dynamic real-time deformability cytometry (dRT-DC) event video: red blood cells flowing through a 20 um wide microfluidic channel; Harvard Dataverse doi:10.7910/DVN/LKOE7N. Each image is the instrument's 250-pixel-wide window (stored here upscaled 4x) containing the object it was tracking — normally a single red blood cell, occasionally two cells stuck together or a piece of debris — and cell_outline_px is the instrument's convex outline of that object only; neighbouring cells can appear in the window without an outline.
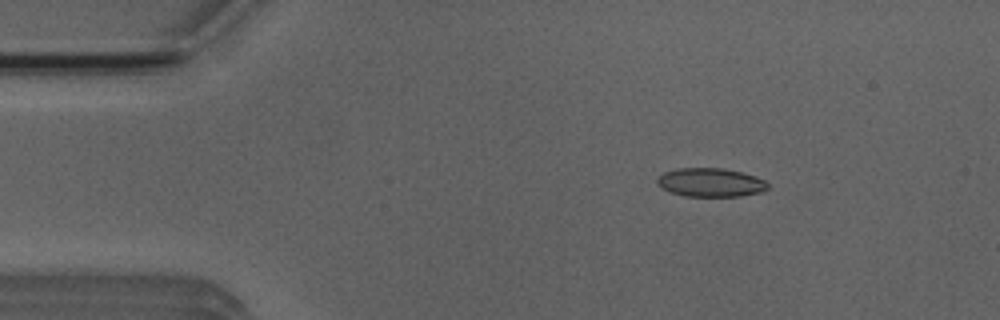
{"species": "Egyptian fruit bat (a non-hibernating species)", "species_latin": "Rousettus aegyptiacus", "temperature_condition": "room temperature", "stored_images_in_passage": 5, "camera_frame_rate_fps": 3000, "um_per_image_px": 0.085, "animal": {"sex": "male"}, "frame": {"image": 1, "passage_image": 3, "time_ms": 2.333, "image_size_px": [1000, 320], "cell_outline_px": [[768, 188], [764, 192], [740, 196], [684, 196], [668, 192], [660, 188], [656, 184], [656, 180], [664, 172], [680, 168], [724, 168], [756, 176], [764, 180], [768, 184]], "centroid_in_image_um": [60.38, 15.52], "position_along_channel_um": 24.6, "area_um2": 18.67}}
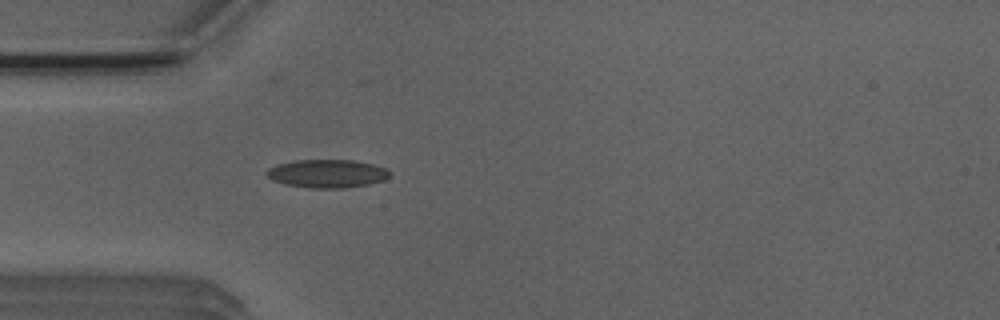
{"frame": {"image": 2, "passage_image": 5, "time_ms": 4.667, "image_size_px": [1000, 320], "cell_outline_px": [[388, 176], [384, 180], [368, 184], [348, 188], [308, 188], [284, 184], [272, 180], [264, 172], [268, 168], [280, 164], [296, 160], [352, 160], [372, 164], [388, 168]], "centroid_in_image_um": [27.79, 14.76], "position_along_channel_um": 57.2, "area_um2": 20.23}}